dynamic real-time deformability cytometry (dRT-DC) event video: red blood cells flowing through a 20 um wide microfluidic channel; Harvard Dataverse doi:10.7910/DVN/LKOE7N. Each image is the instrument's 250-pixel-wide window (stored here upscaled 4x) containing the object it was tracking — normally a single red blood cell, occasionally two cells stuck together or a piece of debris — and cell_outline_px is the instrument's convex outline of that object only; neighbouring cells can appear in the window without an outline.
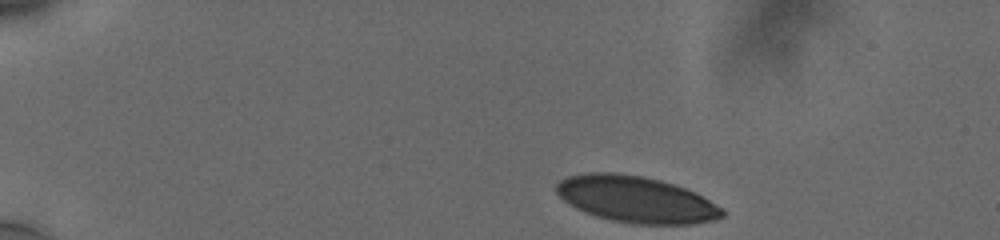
{"species": "human", "species_latin": "Homo sapiens", "temperature_condition": "cold", "stored_images_in_passage": 41, "camera_frame_rate_fps": 3000, "um_per_image_px": 0.085, "donor": {"sex": "male"}, "frame": {"image": 1, "passage_image": 1, "time_ms": 0.0, "image_size_px": [1000, 240], "cell_outline_px": [[724, 216], [716, 220], [692, 224], [632, 224], [612, 220], [596, 216], [584, 212], [576, 208], [564, 200], [556, 192], [556, 184], [564, 176], [588, 172], [616, 172], [644, 176], [660, 180], [696, 192], [724, 208]], "centroid_in_image_um": [54.07, 16.94], "position_along_channel_um": 30.9, "area_um2": 45.2}}
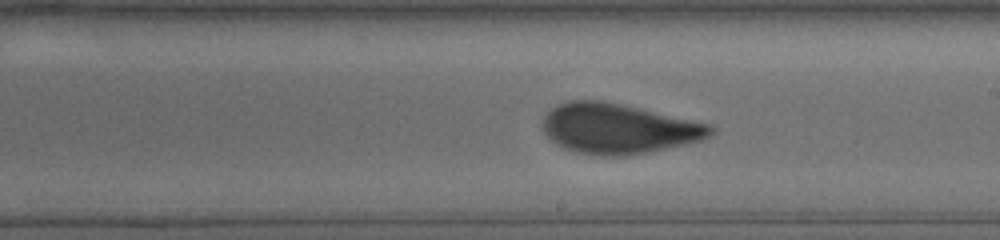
{"frame": {"image": 2, "passage_image": 25, "time_ms": 8.0, "image_size_px": [1000, 240], "cell_outline_px": [[716, 132], [700, 140], [684, 144], [648, 152], [624, 156], [600, 156], [576, 152], [564, 148], [556, 144], [544, 132], [540, 124], [544, 116], [552, 108], [560, 104], [572, 100], [600, 100], [712, 124], [716, 128]], "centroid_in_image_um": [52.55, 10.94], "position_along_channel_um": 236.5, "area_um2": 48.78}}
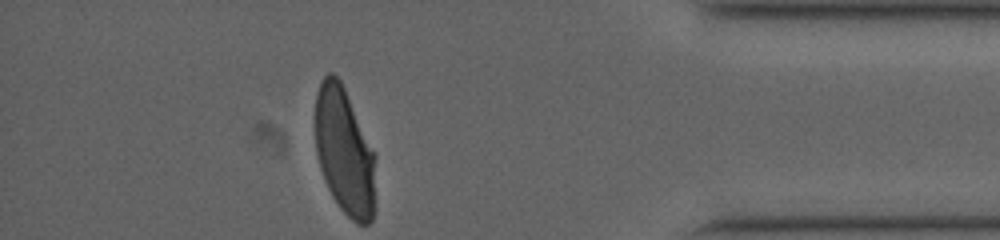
{"frame": {"image": 3, "passage_image": 41, "time_ms": 13.333, "image_size_px": [1000, 240], "cell_outline_px": [[376, 156], [372, 220], [368, 224], [356, 224], [340, 208], [332, 196], [324, 180], [320, 168], [316, 152], [316, 92], [320, 80], [328, 72], [332, 72], [340, 80], [376, 152]], "centroid_in_image_um": [29.28, 12.85], "position_along_channel_um": 405.9, "area_um2": 44.91}, "authors_computed_cell_mechanics": {"area_um2": 48.4364, "velocity_mm_per_s": 3.7424, "shape_relaxation_time_tau1_ms": 9.4637, "shape_relaxation_time_tau2_ms": null, "deformation_change_tau1": 0.2593, "deformation_change_tau2": null}}